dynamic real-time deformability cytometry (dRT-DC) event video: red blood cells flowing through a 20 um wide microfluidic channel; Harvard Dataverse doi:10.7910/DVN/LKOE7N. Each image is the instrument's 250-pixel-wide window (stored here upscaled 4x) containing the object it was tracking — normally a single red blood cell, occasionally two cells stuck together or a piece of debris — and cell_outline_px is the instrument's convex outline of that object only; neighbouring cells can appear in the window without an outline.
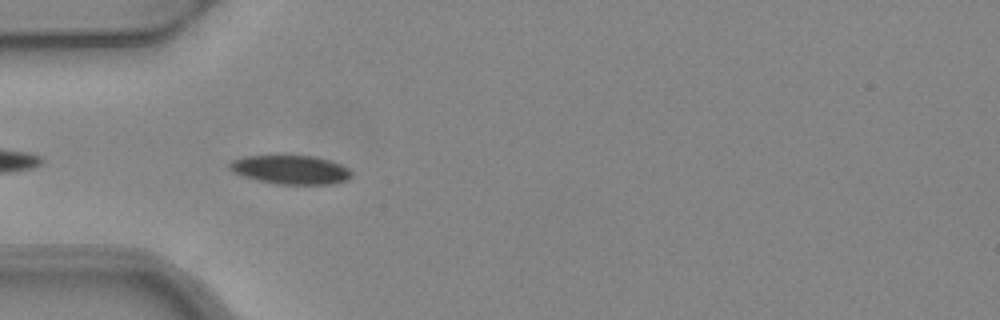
{"species": "common noctule bat (a hibernating species)", "species_latin": "Nyctalus noctula", "temperature_condition": "warm", "stored_images_in_passage": 8, "camera_frame_rate_fps": 3000, "um_per_image_px": 0.085, "animal": {"sex": "female", "body_mass_g": 24.6, "forearm_length_mm": 56.2}, "frame": {"image": 1, "passage_image": 4, "time_ms": 1.0, "image_size_px": [1000, 320], "cell_outline_px": [[352, 176], [344, 180], [332, 184], [276, 184], [244, 176], [232, 172], [228, 168], [228, 164], [232, 160], [244, 156], [284, 152], [312, 156], [328, 160], [340, 164], [348, 168], [352, 172]], "centroid_in_image_um": [24.64, 14.36], "position_along_channel_um": 60.4, "area_um2": 21.27}}
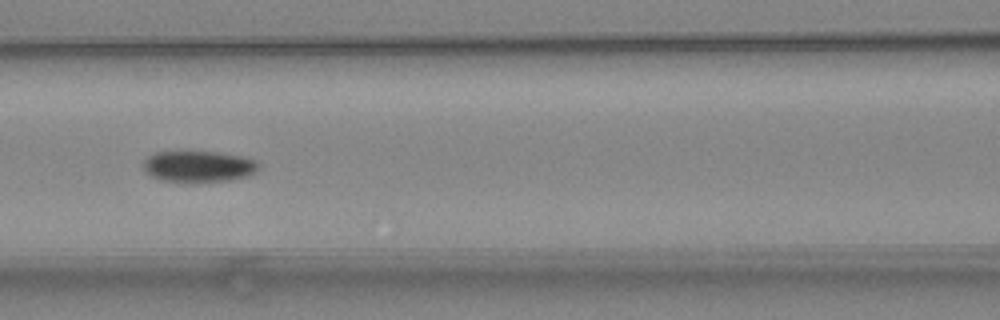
{"frame": {"image": 2, "passage_image": 6, "time_ms": 1.667, "image_size_px": [1000, 320], "cell_outline_px": [[260, 168], [256, 172], [248, 176], [228, 180], [188, 184], [160, 180], [144, 172], [144, 160], [148, 156], [156, 152], [188, 148], [216, 152], [240, 156], [256, 160]], "centroid_in_image_um": [16.82, 14.13], "position_along_channel_um": 149.8, "area_um2": 22.25}}
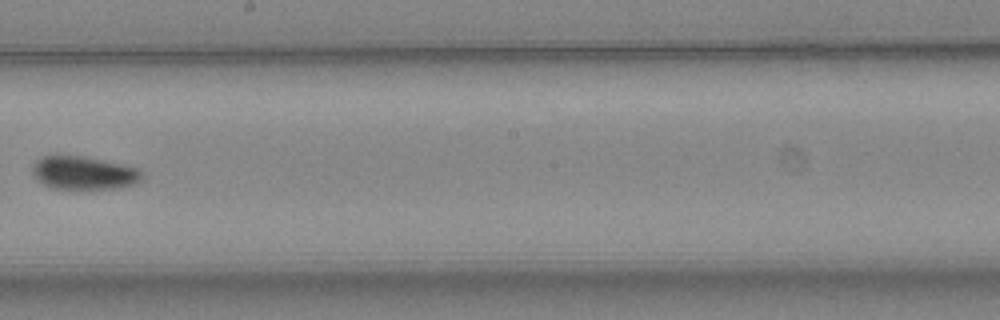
{"frame": {"image": 3, "passage_image": 8, "time_ms": 2.333, "image_size_px": [1000, 320], "cell_outline_px": [[144, 176], [140, 180], [132, 184], [116, 188], [52, 188], [36, 180], [32, 172], [32, 168], [36, 160], [44, 156], [84, 156], [140, 168]], "centroid_in_image_um": [7.12, 14.69], "position_along_channel_um": 241.1, "area_um2": 20.98}}